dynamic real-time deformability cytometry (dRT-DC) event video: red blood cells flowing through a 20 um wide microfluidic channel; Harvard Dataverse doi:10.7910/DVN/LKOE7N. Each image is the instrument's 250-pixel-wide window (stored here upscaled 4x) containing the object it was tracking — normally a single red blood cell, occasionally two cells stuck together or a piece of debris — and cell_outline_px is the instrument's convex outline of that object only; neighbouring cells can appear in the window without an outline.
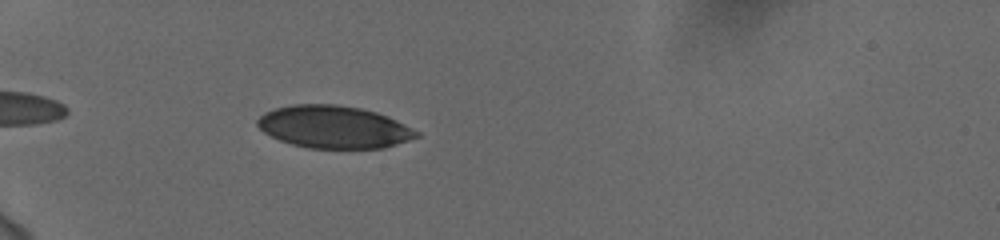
{"species": "human", "species_latin": "Homo sapiens", "temperature_condition": "cold", "stored_images_in_passage": 42, "camera_frame_rate_fps": 3000, "um_per_image_px": 0.085, "donor": {"sex": "female"}, "frame": {"image": 1, "passage_image": 5, "time_ms": 1.333, "image_size_px": [1000, 240], "cell_outline_px": [[420, 136], [384, 148], [308, 148], [292, 144], [280, 140], [264, 132], [256, 124], [256, 120], [264, 112], [276, 108], [292, 104], [336, 104], [360, 108], [376, 112], [388, 116], [420, 132]], "centroid_in_image_um": [28.37, 10.79], "position_along_channel_um": 56.6, "area_um2": 39.3}}
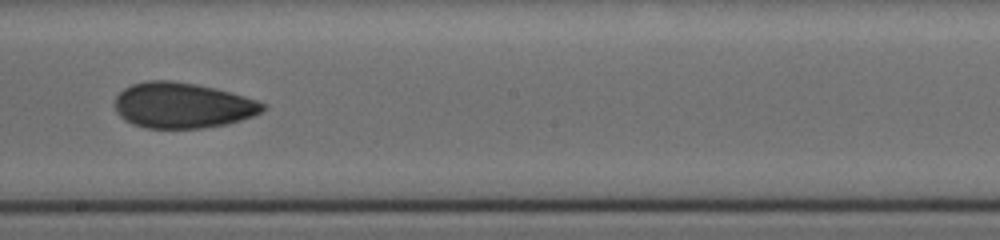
{"frame": {"image": 2, "passage_image": 21, "time_ms": 6.667, "image_size_px": [1000, 240], "cell_outline_px": [[268, 108], [252, 116], [228, 124], [200, 128], [144, 128], [132, 124], [124, 120], [116, 112], [116, 96], [124, 88], [132, 84], [148, 80], [172, 80], [196, 84], [216, 88], [232, 92], [268, 104]], "centroid_in_image_um": [15.52, 8.95], "position_along_channel_um": 232.7, "area_um2": 39.54}}
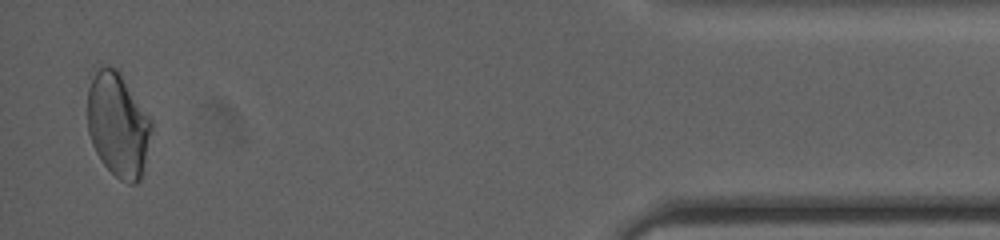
{"frame": {"image": 3, "passage_image": 41, "time_ms": 13.333, "image_size_px": [1000, 240], "cell_outline_px": [[152, 128], [140, 180], [136, 184], [128, 184], [120, 180], [100, 160], [92, 144], [88, 132], [88, 88], [96, 72], [104, 64], [108, 64], [116, 68], [120, 72], [152, 120]], "centroid_in_image_um": [10.03, 10.6], "position_along_channel_um": 425.2, "area_um2": 38.67}, "authors_computed_cell_mechanics": {"area_um2": 39.2173, "velocity_mm_per_s": 3.7607, "shape_relaxation_time_tau1_ms": 6.2594, "shape_relaxation_time_tau2_ms": 3.6399, "deformation_change_tau1": 0.1022, "deformation_change_tau2": 0.0724}}